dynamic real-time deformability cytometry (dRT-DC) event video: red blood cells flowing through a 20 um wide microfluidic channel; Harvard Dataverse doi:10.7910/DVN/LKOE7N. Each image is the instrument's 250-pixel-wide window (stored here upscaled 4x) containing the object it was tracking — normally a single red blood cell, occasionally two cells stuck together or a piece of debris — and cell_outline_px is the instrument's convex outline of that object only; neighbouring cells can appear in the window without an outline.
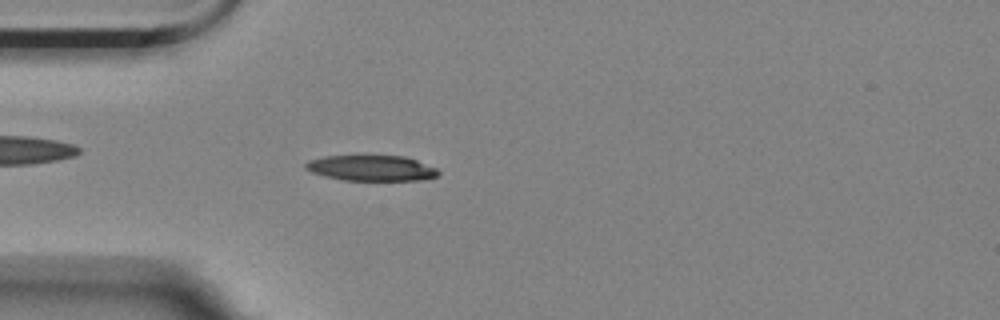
{"species": "Egyptian fruit bat (a non-hibernating species)", "species_latin": "Rousettus aegyptiacus", "temperature_condition": "room temperature", "stored_images_in_passage": 3, "camera_frame_rate_fps": 3000, "um_per_image_px": 0.085, "animal": {"sex": "female"}, "frame": {"image": 1, "passage_image": 3, "time_ms": 0.667, "image_size_px": [1000, 320], "cell_outline_px": [[440, 176], [424, 180], [344, 180], [324, 176], [312, 172], [304, 168], [304, 164], [308, 160], [324, 156], [404, 156], [416, 160], [436, 168], [440, 172]], "centroid_in_image_um": [31.58, 14.29], "position_along_channel_um": 53.4, "area_um2": 19.83}}